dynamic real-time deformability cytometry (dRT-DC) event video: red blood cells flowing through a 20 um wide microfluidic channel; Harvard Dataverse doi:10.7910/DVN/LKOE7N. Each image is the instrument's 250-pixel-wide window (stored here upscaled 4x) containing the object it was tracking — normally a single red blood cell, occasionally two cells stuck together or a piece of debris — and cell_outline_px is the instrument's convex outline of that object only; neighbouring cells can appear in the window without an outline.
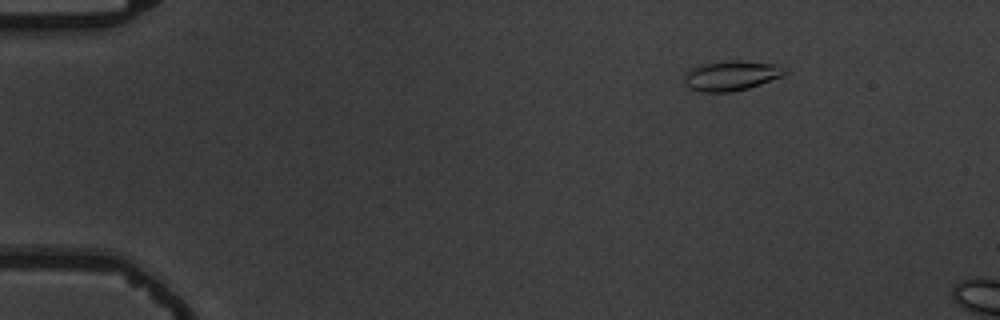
{"species": "common noctule bat (a hibernating species)", "species_latin": "Nyctalus noctula", "temperature_condition": "warm", "stored_images_in_passage": 6, "camera_frame_rate_fps": 3000, "um_per_image_px": 0.085, "animal": {"sex": "male", "body_mass_g": 19.5, "forearm_length_mm": 54.6}, "frame": {"image": 1, "passage_image": 3, "time_ms": 2.333, "image_size_px": [1000, 320], "cell_outline_px": [[788, 72], [784, 76], [748, 88], [732, 92], [700, 92], [688, 88], [684, 80], [684, 76], [692, 68], [700, 64], [724, 60], [736, 60], [776, 64]], "centroid_in_image_um": [62.14, 6.43], "position_along_channel_um": 22.9, "area_um2": 17.63}}